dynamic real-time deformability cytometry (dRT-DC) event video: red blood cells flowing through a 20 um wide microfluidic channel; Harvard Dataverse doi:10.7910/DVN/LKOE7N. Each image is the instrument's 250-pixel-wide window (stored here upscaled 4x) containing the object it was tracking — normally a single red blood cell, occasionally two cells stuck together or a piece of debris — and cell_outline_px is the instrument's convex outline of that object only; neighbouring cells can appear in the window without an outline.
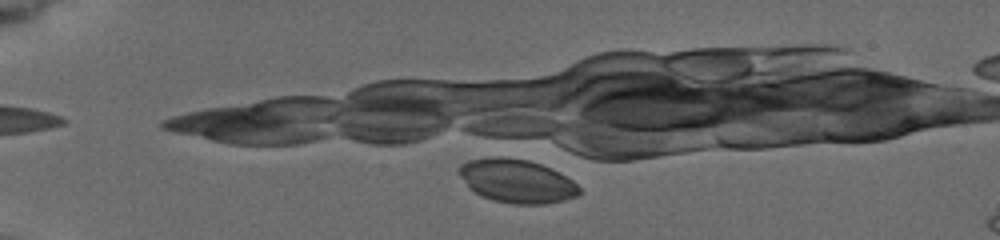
{"species": "common noctule bat (a hibernating species)", "species_latin": "Nyctalus noctula", "temperature_condition": "cold", "stored_images_in_passage": 3, "camera_frame_rate_fps": 3000, "um_per_image_px": 0.085, "animal": {"sex": "female", "body_mass_g": 19.5, "forearm_length_mm": 54.1}, "frame": {"image": 1, "passage_image": 3, "time_ms": 2.0, "image_size_px": [1000, 240], "cell_outline_px": [[580, 196], [564, 200], [544, 204], [512, 204], [492, 200], [480, 196], [468, 188], [456, 172], [460, 164], [468, 160], [528, 160], [540, 164], [560, 172], [572, 180], [580, 188]], "centroid_in_image_um": [43.94, 15.45], "position_along_channel_um": 41.1, "area_um2": 30.06}}